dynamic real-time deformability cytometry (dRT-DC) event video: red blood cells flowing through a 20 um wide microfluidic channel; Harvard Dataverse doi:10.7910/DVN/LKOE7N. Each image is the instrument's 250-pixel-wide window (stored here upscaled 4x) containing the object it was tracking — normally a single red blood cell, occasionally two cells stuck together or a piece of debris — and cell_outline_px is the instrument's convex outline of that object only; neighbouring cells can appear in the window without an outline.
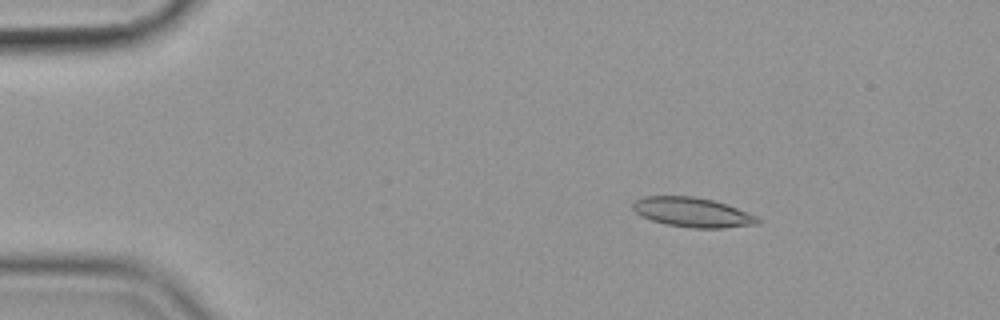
{"species": "common noctule bat (a hibernating species)", "species_latin": "Nyctalus noctula", "temperature_condition": "cold", "stored_images_in_passage": 53, "camera_frame_rate_fps": 3000, "um_per_image_px": 0.085, "animal": {"sex": "female", "body_mass_g": 19.9}, "frame": {"image": 1, "passage_image": 6, "time_ms": 1.667, "image_size_px": [1000, 320], "cell_outline_px": [[764, 220], [760, 224], [724, 228], [692, 228], [664, 224], [640, 216], [632, 208], [632, 204], [636, 200], [644, 196], [692, 196], [712, 200], [736, 208], [756, 216]], "centroid_in_image_um": [58.87, 18.06], "position_along_channel_um": 26.1, "area_um2": 21.56}}
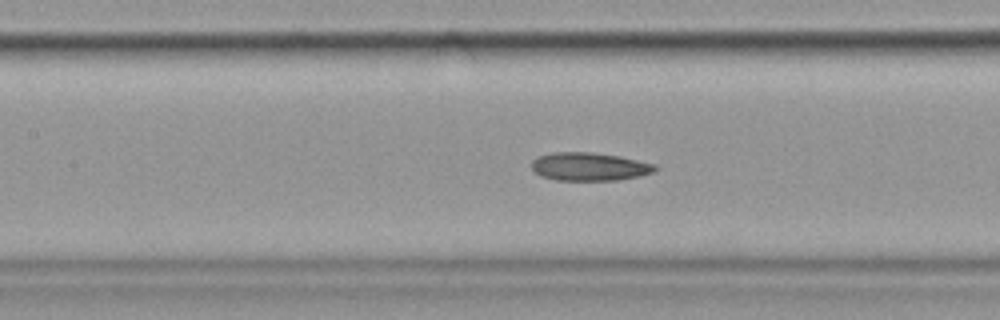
{"frame": {"image": 2, "passage_image": 23, "time_ms": 7.333, "image_size_px": [1000, 320], "cell_outline_px": [[660, 168], [656, 172], [640, 176], [620, 180], [556, 180], [540, 176], [532, 168], [532, 160], [536, 156], [552, 152], [592, 152], [620, 156], [656, 164]], "centroid_in_image_um": [50.14, 14.16], "position_along_channel_um": 157.3, "area_um2": 20.63}}
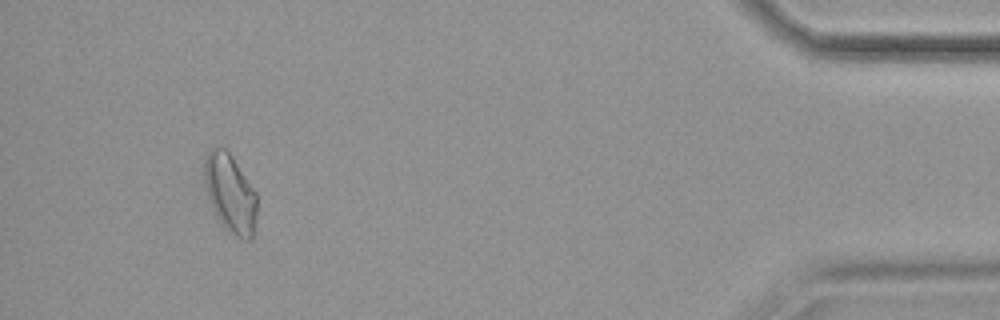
{"frame": {"image": 3, "passage_image": 50, "time_ms": 16.333, "image_size_px": [1000, 320], "cell_outline_px": [[256, 216], [252, 240], [244, 240], [228, 236], [216, 216], [212, 208], [204, 184], [204, 160], [208, 152], [216, 144], [220, 144], [232, 156], [256, 192]], "centroid_in_image_um": [19.55, 16.48], "position_along_channel_um": 415.6, "area_um2": 24.62}, "authors_computed_cell_mechanics": {"area_um2": 20.9236, "velocity_mm_per_s": 3.5504, "shape_relaxation_time_tau1_ms": null, "shape_relaxation_time_tau2_ms": 4.5295, "deformation_change_tau1": null, "deformation_change_tau2": 0.1155}}